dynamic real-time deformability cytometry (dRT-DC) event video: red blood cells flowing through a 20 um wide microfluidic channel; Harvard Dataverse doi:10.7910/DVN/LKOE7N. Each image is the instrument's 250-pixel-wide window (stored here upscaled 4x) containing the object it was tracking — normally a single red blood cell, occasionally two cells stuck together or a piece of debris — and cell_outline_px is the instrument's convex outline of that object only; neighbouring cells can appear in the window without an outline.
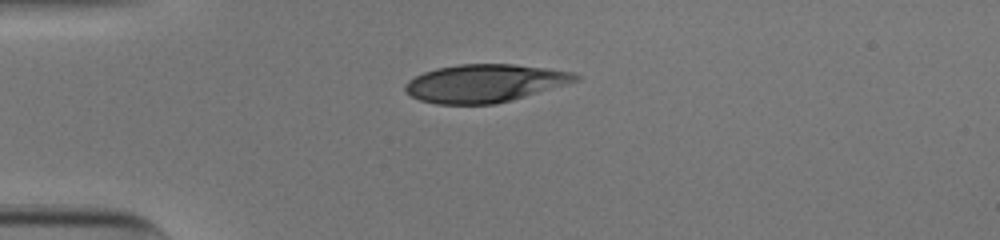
{"species": "human", "species_latin": "Homo sapiens", "temperature_condition": "cold", "stored_images_in_passage": 14, "camera_frame_rate_fps": 3000, "um_per_image_px": 0.085, "donor": {"sex": "male"}, "frame": {"image": 1, "passage_image": 1, "time_ms": 0.0, "image_size_px": [1000, 240], "cell_outline_px": [[580, 80], [568, 84], [512, 100], [496, 104], [436, 104], [420, 100], [412, 96], [404, 88], [404, 84], [408, 80], [424, 72], [436, 68], [460, 64], [516, 64], [576, 72], [580, 76]], "centroid_in_image_um": [41.24, 7.07], "position_along_channel_um": 43.8, "area_um2": 37.8}}
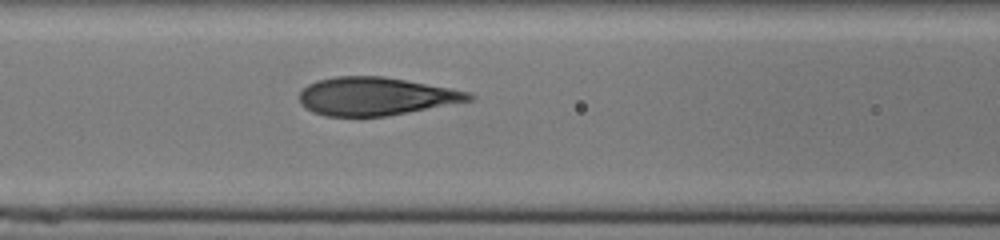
{"frame": {"image": 2, "passage_image": 10, "time_ms": 3.0, "image_size_px": [1000, 240], "cell_outline_px": [[476, 96], [472, 100], [388, 116], [360, 120], [324, 116], [312, 112], [300, 104], [300, 92], [308, 84], [316, 80], [336, 76], [384, 76], [448, 88], [468, 92]], "centroid_in_image_um": [31.85, 8.23], "position_along_channel_um": 134.7, "area_um2": 38.38}}
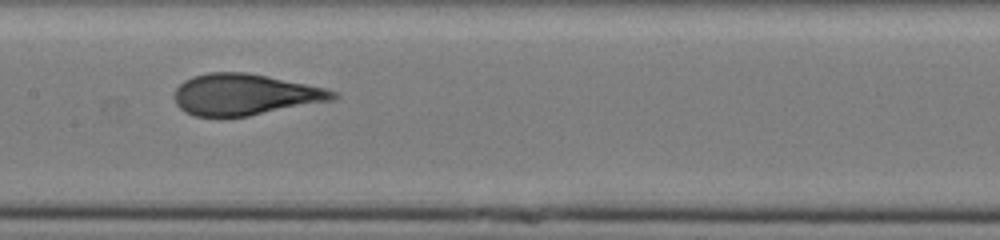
{"frame": {"image": 3, "passage_image": 14, "time_ms": 4.333, "image_size_px": [1000, 240], "cell_outline_px": [[340, 96], [336, 100], [248, 116], [196, 116], [184, 112], [176, 104], [176, 88], [184, 80], [192, 76], [208, 72], [244, 72], [324, 88], [336, 92]], "centroid_in_image_um": [20.82, 8.04], "position_along_channel_um": 186.6, "area_um2": 37.8}}